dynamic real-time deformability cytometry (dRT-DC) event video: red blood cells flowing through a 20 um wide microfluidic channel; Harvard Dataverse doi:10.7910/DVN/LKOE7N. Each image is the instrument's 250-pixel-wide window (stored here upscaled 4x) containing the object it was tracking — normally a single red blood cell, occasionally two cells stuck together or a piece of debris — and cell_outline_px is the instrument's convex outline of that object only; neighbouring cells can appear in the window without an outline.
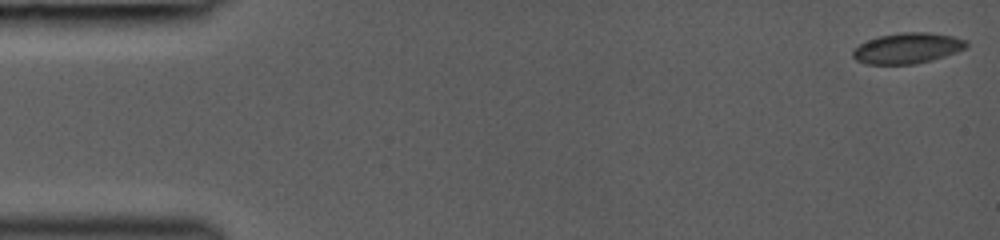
{"species": "common noctule bat (a hibernating species)", "species_latin": "Nyctalus noctula", "temperature_condition": "room temperature", "stored_images_in_passage": 5, "camera_frame_rate_fps": 3000, "um_per_image_px": 0.085, "animal": {"sex": "female", "body_mass_g": 19.0, "forearm_length_mm": 53.3}, "frame": {"image": 1, "passage_image": 1, "time_ms": 0.0, "image_size_px": [1000, 240], "cell_outline_px": [[968, 44], [964, 48], [956, 52], [932, 60], [916, 64], [868, 64], [856, 60], [852, 56], [852, 48], [868, 40], [880, 36], [900, 32], [928, 32], [952, 36], [968, 40]], "centroid_in_image_um": [77.12, 4.09], "position_along_channel_um": 7.9, "area_um2": 20.29}}
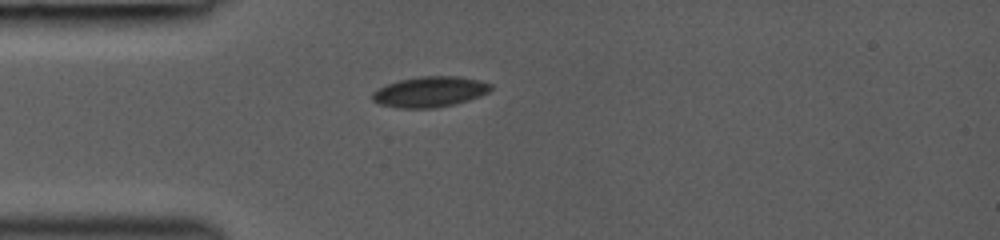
{"frame": {"image": 2, "passage_image": 5, "time_ms": 4.0, "image_size_px": [1000, 240], "cell_outline_px": [[492, 88], [488, 92], [480, 96], [456, 104], [432, 108], [396, 108], [380, 104], [372, 100], [372, 92], [388, 84], [400, 80], [420, 76], [460, 76], [480, 80], [492, 84]], "centroid_in_image_um": [36.56, 7.8], "position_along_channel_um": 48.4, "area_um2": 21.1}}